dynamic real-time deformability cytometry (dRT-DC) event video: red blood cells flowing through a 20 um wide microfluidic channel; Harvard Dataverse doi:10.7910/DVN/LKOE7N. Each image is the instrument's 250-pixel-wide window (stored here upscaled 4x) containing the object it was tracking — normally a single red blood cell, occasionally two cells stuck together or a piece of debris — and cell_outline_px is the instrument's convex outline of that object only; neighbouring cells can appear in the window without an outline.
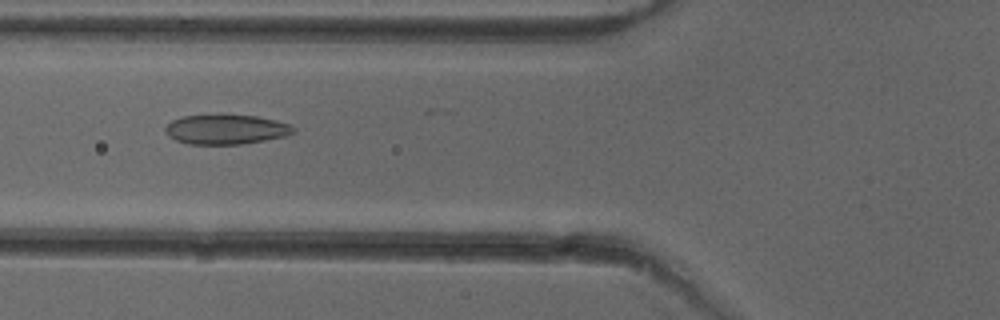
{"species": "common noctule bat (a hibernating species)", "species_latin": "Nyctalus noctula", "temperature_condition": "cold", "stored_images_in_passage": 30, "camera_frame_rate_fps": 3000, "um_per_image_px": 0.085, "animal": {"sex": "female"}, "frame": {"image": 1, "passage_image": 7, "time_ms": 2.0, "image_size_px": [1000, 320], "cell_outline_px": [[296, 132], [284, 136], [264, 140], [240, 144], [188, 144], [176, 140], [168, 136], [164, 132], [164, 128], [172, 120], [184, 116], [216, 112], [256, 116], [276, 120], [288, 124], [296, 128]], "centroid_in_image_um": [19.17, 10.96], "position_along_channel_um": 106.6, "area_um2": 22.83}}
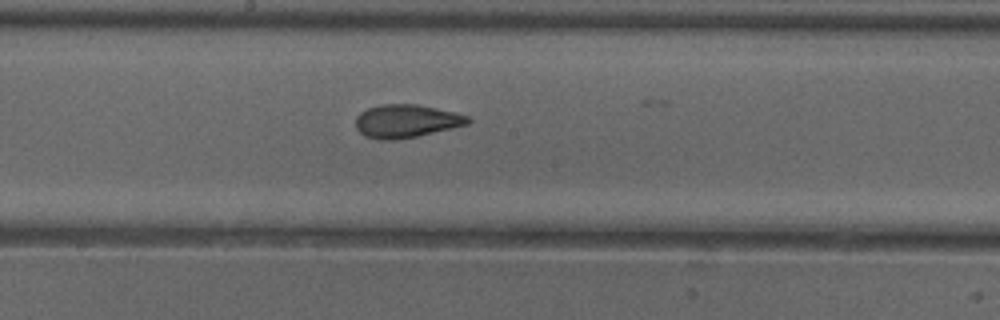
{"frame": {"image": 2, "passage_image": 15, "time_ms": 4.667, "image_size_px": [1000, 320], "cell_outline_px": [[472, 120], [468, 124], [452, 128], [416, 136], [396, 140], [380, 140], [364, 136], [356, 128], [356, 116], [360, 112], [368, 108], [380, 104], [416, 104], [456, 112], [468, 116]], "centroid_in_image_um": [34.52, 10.29], "position_along_channel_um": 213.7, "area_um2": 21.73}}
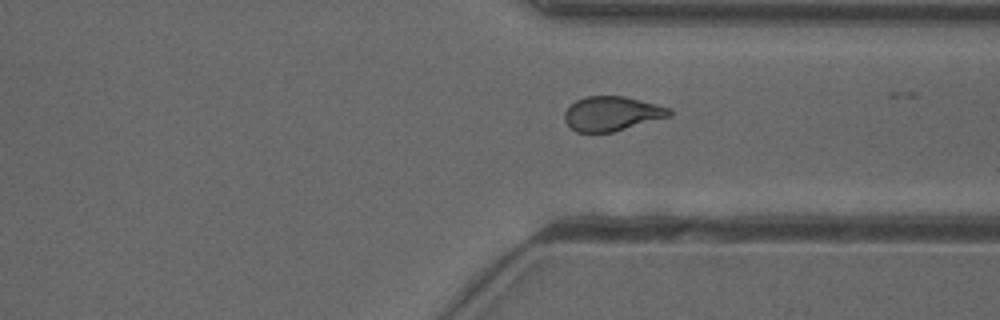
{"frame": {"image": 3, "passage_image": 26, "time_ms": 8.333, "image_size_px": [1000, 320], "cell_outline_px": [[672, 116], [612, 132], [576, 132], [564, 120], [564, 112], [576, 100], [584, 96], [624, 96], [672, 108]], "centroid_in_image_um": [52.03, 9.65], "position_along_channel_um": 359.4, "area_um2": 21.04}, "authors_computed_cell_mechanics": {"area_um2": 21.4438, "velocity_mm_per_s": 3.9836, "shape_relaxation_time_tau1_ms": 10.6862, "shape_relaxation_time_tau2_ms": 1.4213, "deformation_change_tau1": 0.2272, "deformation_change_tau2": 0.0788}}